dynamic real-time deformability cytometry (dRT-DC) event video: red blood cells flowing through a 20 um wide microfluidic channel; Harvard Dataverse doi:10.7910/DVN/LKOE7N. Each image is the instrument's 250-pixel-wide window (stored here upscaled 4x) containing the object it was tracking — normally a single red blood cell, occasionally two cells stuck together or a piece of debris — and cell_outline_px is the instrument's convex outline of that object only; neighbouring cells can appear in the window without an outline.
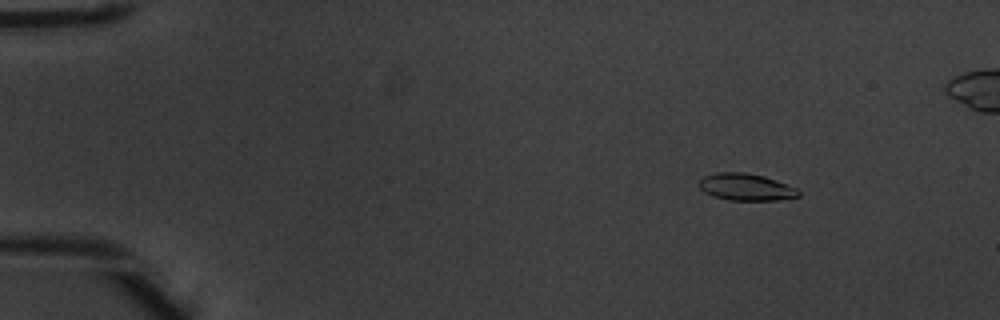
{"species": "common noctule bat (a hibernating species)", "species_latin": "Nyctalus noctula", "temperature_condition": "warm", "stored_images_in_passage": 8, "camera_frame_rate_fps": 3000, "um_per_image_px": 0.085, "animal": {"sex": "male", "body_mass_g": 20.1, "forearm_length_mm": 53.5}, "frame": {"image": 1, "passage_image": 3, "time_ms": 0.667, "image_size_px": [1000, 320], "cell_outline_px": [[800, 196], [776, 200], [728, 200], [704, 192], [700, 188], [700, 180], [704, 176], [716, 172], [744, 172], [764, 176], [776, 180], [796, 188], [800, 192]], "centroid_in_image_um": [63.42, 15.89], "position_along_channel_um": 21.6, "area_um2": 15.49}}
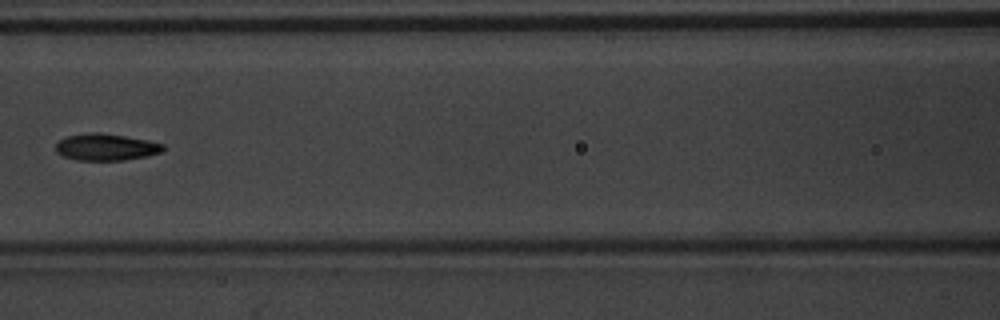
{"frame": {"image": 2, "passage_image": 8, "time_ms": 2.333, "image_size_px": [1000, 320], "cell_outline_px": [[164, 148], [160, 152], [148, 156], [124, 160], [76, 160], [64, 156], [56, 152], [56, 144], [60, 140], [68, 136], [92, 132], [96, 132], [124, 136], [148, 140], [164, 144]], "centroid_in_image_um": [9.02, 12.51], "position_along_channel_um": 157.6, "area_um2": 16.59}}